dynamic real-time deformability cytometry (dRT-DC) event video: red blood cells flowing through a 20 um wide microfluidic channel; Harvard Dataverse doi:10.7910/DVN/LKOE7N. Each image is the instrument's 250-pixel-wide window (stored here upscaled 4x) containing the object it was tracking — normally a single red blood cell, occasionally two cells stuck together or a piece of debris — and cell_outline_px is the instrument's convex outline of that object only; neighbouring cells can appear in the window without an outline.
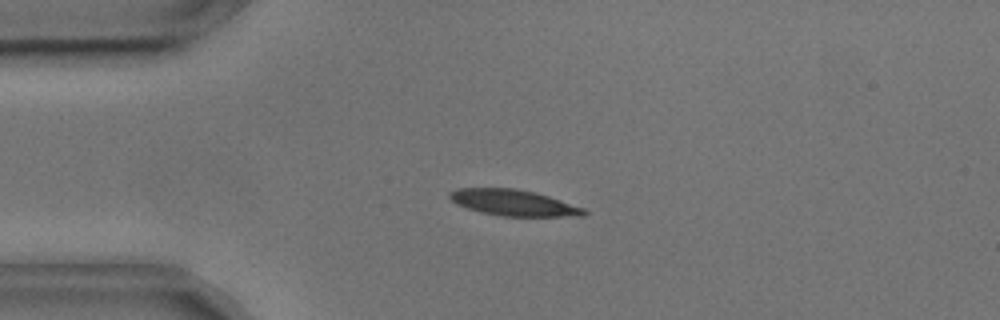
{"species": "common noctule bat (a hibernating species)", "species_latin": "Nyctalus noctula", "temperature_condition": "cold", "stored_images_in_passage": 43, "camera_frame_rate_fps": 3000, "um_per_image_px": 0.085, "animal": {"sex": "male", "body_mass_g": 17.9, "forearm_length_mm": 54.2}, "frame": {"image": 1, "passage_image": 1, "time_ms": 0.0, "image_size_px": [1000, 320], "cell_outline_px": [[588, 212], [584, 216], [500, 216], [480, 212], [456, 204], [448, 196], [448, 192], [456, 188], [516, 188], [536, 192], [584, 208]], "centroid_in_image_um": [43.63, 17.23], "position_along_channel_um": 41.4, "area_um2": 20.46}}
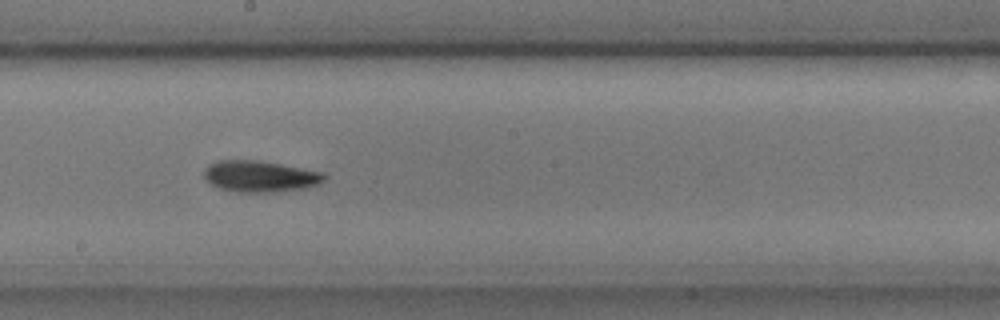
{"frame": {"image": 2, "passage_image": 18, "time_ms": 5.667, "image_size_px": [1000, 320], "cell_outline_px": [[328, 176], [324, 180], [308, 188], [276, 192], [236, 192], [220, 188], [204, 180], [204, 168], [208, 164], [216, 160], [260, 160], [324, 172]], "centroid_in_image_um": [22.09, 14.98], "position_along_channel_um": 226.1, "area_um2": 22.25}}
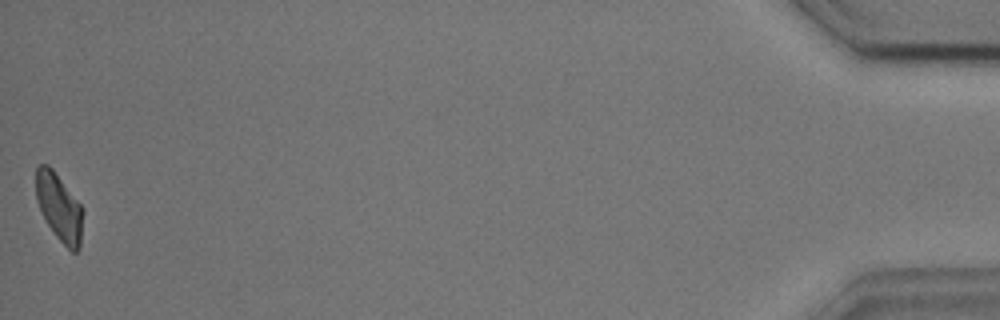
{"frame": {"image": 3, "passage_image": 43, "time_ms": 14.0, "image_size_px": [1000, 320], "cell_outline_px": [[84, 212], [80, 248], [76, 252], [72, 252], [56, 236], [48, 224], [36, 200], [36, 168], [40, 164], [48, 164], [52, 168], [84, 208]], "centroid_in_image_um": [5.06, 17.62], "position_along_channel_um": 430.1, "area_um2": 18.5}, "authors_computed_cell_mechanics": {"area_um2": 20.4612, "velocity_mm_per_s": 3.6162, "shape_relaxation_time_tau1_ms": 2.8436, "shape_relaxation_time_tau2_ms": 9.9287, "deformation_change_tau1": 0.1325, "deformation_change_tau2": 0.1825}}